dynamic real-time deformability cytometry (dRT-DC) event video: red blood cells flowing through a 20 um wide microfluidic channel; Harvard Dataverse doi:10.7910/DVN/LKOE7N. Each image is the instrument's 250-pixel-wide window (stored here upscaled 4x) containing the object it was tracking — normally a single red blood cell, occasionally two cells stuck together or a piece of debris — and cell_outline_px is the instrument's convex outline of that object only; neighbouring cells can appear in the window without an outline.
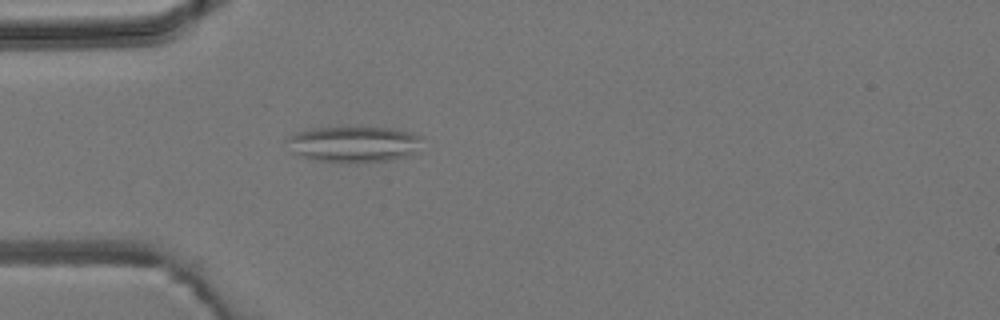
{"species": "common noctule bat (a hibernating species)", "species_latin": "Nyctalus noctula", "temperature_condition": "room temperature", "stored_images_in_passage": 2, "camera_frame_rate_fps": 3000, "um_per_image_px": 0.085, "animal": {"sex": "male", "body_mass_g": 19.2, "forearm_length_mm": 51.8}, "frame": {"image": 1, "passage_image": 2, "time_ms": 2.0, "image_size_px": [1000, 320], "cell_outline_px": [[424, 136], [420, 152], [408, 156], [388, 160], [356, 164], [348, 164], [312, 160], [300, 156], [292, 152], [284, 140], [288, 136], [300, 132], [316, 128], [392, 128], [412, 132]], "centroid_in_image_um": [30.14, 12.29], "position_along_channel_um": 54.9, "area_um2": 29.13}}